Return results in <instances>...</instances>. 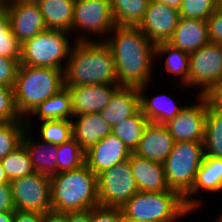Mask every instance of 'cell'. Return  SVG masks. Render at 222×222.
Listing matches in <instances>:
<instances>
[{
	"label": "cell",
	"mask_w": 222,
	"mask_h": 222,
	"mask_svg": "<svg viewBox=\"0 0 222 222\" xmlns=\"http://www.w3.org/2000/svg\"><path fill=\"white\" fill-rule=\"evenodd\" d=\"M113 31L115 34L103 41L113 53L117 84L127 87L148 84L153 75L155 44L137 26L116 25Z\"/></svg>",
	"instance_id": "cell-1"
},
{
	"label": "cell",
	"mask_w": 222,
	"mask_h": 222,
	"mask_svg": "<svg viewBox=\"0 0 222 222\" xmlns=\"http://www.w3.org/2000/svg\"><path fill=\"white\" fill-rule=\"evenodd\" d=\"M75 38L64 70V86L117 84L113 53L105 41L86 34Z\"/></svg>",
	"instance_id": "cell-2"
},
{
	"label": "cell",
	"mask_w": 222,
	"mask_h": 222,
	"mask_svg": "<svg viewBox=\"0 0 222 222\" xmlns=\"http://www.w3.org/2000/svg\"><path fill=\"white\" fill-rule=\"evenodd\" d=\"M52 210L86 211L99 205L97 175L84 164L50 177Z\"/></svg>",
	"instance_id": "cell-3"
},
{
	"label": "cell",
	"mask_w": 222,
	"mask_h": 222,
	"mask_svg": "<svg viewBox=\"0 0 222 222\" xmlns=\"http://www.w3.org/2000/svg\"><path fill=\"white\" fill-rule=\"evenodd\" d=\"M64 87V70L50 67L19 65L14 85L18 113L28 123L29 113Z\"/></svg>",
	"instance_id": "cell-4"
},
{
	"label": "cell",
	"mask_w": 222,
	"mask_h": 222,
	"mask_svg": "<svg viewBox=\"0 0 222 222\" xmlns=\"http://www.w3.org/2000/svg\"><path fill=\"white\" fill-rule=\"evenodd\" d=\"M120 209L125 217L140 222H175L191 213L184 198L171 189L161 192L138 191Z\"/></svg>",
	"instance_id": "cell-5"
},
{
	"label": "cell",
	"mask_w": 222,
	"mask_h": 222,
	"mask_svg": "<svg viewBox=\"0 0 222 222\" xmlns=\"http://www.w3.org/2000/svg\"><path fill=\"white\" fill-rule=\"evenodd\" d=\"M68 33L64 30L47 29L26 40L21 46L20 64L65 70L72 48Z\"/></svg>",
	"instance_id": "cell-6"
},
{
	"label": "cell",
	"mask_w": 222,
	"mask_h": 222,
	"mask_svg": "<svg viewBox=\"0 0 222 222\" xmlns=\"http://www.w3.org/2000/svg\"><path fill=\"white\" fill-rule=\"evenodd\" d=\"M204 156L203 142H175L163 163L169 188L184 197L192 189Z\"/></svg>",
	"instance_id": "cell-7"
},
{
	"label": "cell",
	"mask_w": 222,
	"mask_h": 222,
	"mask_svg": "<svg viewBox=\"0 0 222 222\" xmlns=\"http://www.w3.org/2000/svg\"><path fill=\"white\" fill-rule=\"evenodd\" d=\"M99 205L121 208L139 190L130 167V158L97 175Z\"/></svg>",
	"instance_id": "cell-8"
},
{
	"label": "cell",
	"mask_w": 222,
	"mask_h": 222,
	"mask_svg": "<svg viewBox=\"0 0 222 222\" xmlns=\"http://www.w3.org/2000/svg\"><path fill=\"white\" fill-rule=\"evenodd\" d=\"M189 86L201 87L199 95L207 96L222 81V45L209 42L189 54Z\"/></svg>",
	"instance_id": "cell-9"
},
{
	"label": "cell",
	"mask_w": 222,
	"mask_h": 222,
	"mask_svg": "<svg viewBox=\"0 0 222 222\" xmlns=\"http://www.w3.org/2000/svg\"><path fill=\"white\" fill-rule=\"evenodd\" d=\"M9 183L16 210L42 214L52 210L49 176L34 172Z\"/></svg>",
	"instance_id": "cell-10"
},
{
	"label": "cell",
	"mask_w": 222,
	"mask_h": 222,
	"mask_svg": "<svg viewBox=\"0 0 222 222\" xmlns=\"http://www.w3.org/2000/svg\"><path fill=\"white\" fill-rule=\"evenodd\" d=\"M115 26L109 0H75L72 30L106 37Z\"/></svg>",
	"instance_id": "cell-11"
},
{
	"label": "cell",
	"mask_w": 222,
	"mask_h": 222,
	"mask_svg": "<svg viewBox=\"0 0 222 222\" xmlns=\"http://www.w3.org/2000/svg\"><path fill=\"white\" fill-rule=\"evenodd\" d=\"M196 104L184 105L181 111L165 124L175 142H203L207 96L198 95Z\"/></svg>",
	"instance_id": "cell-12"
},
{
	"label": "cell",
	"mask_w": 222,
	"mask_h": 222,
	"mask_svg": "<svg viewBox=\"0 0 222 222\" xmlns=\"http://www.w3.org/2000/svg\"><path fill=\"white\" fill-rule=\"evenodd\" d=\"M179 10L150 1L142 21L137 26L153 44L168 42L177 27Z\"/></svg>",
	"instance_id": "cell-13"
},
{
	"label": "cell",
	"mask_w": 222,
	"mask_h": 222,
	"mask_svg": "<svg viewBox=\"0 0 222 222\" xmlns=\"http://www.w3.org/2000/svg\"><path fill=\"white\" fill-rule=\"evenodd\" d=\"M131 154L127 146L111 133L85 152V164L98 175L115 164L128 160Z\"/></svg>",
	"instance_id": "cell-14"
},
{
	"label": "cell",
	"mask_w": 222,
	"mask_h": 222,
	"mask_svg": "<svg viewBox=\"0 0 222 222\" xmlns=\"http://www.w3.org/2000/svg\"><path fill=\"white\" fill-rule=\"evenodd\" d=\"M6 10L12 33L21 44L47 30L37 3H9Z\"/></svg>",
	"instance_id": "cell-15"
},
{
	"label": "cell",
	"mask_w": 222,
	"mask_h": 222,
	"mask_svg": "<svg viewBox=\"0 0 222 222\" xmlns=\"http://www.w3.org/2000/svg\"><path fill=\"white\" fill-rule=\"evenodd\" d=\"M71 95L73 117L101 112L110 102L119 84L66 86Z\"/></svg>",
	"instance_id": "cell-16"
},
{
	"label": "cell",
	"mask_w": 222,
	"mask_h": 222,
	"mask_svg": "<svg viewBox=\"0 0 222 222\" xmlns=\"http://www.w3.org/2000/svg\"><path fill=\"white\" fill-rule=\"evenodd\" d=\"M174 139L165 125L150 123L133 152L137 156L163 164L174 146Z\"/></svg>",
	"instance_id": "cell-17"
},
{
	"label": "cell",
	"mask_w": 222,
	"mask_h": 222,
	"mask_svg": "<svg viewBox=\"0 0 222 222\" xmlns=\"http://www.w3.org/2000/svg\"><path fill=\"white\" fill-rule=\"evenodd\" d=\"M206 192H222V159L204 156L203 162L196 172L192 189L183 197L185 205L192 211L201 205L200 200L193 196ZM194 199V200H193Z\"/></svg>",
	"instance_id": "cell-18"
},
{
	"label": "cell",
	"mask_w": 222,
	"mask_h": 222,
	"mask_svg": "<svg viewBox=\"0 0 222 222\" xmlns=\"http://www.w3.org/2000/svg\"><path fill=\"white\" fill-rule=\"evenodd\" d=\"M210 42L206 21L180 17L172 38L168 41L173 47L188 54L197 51Z\"/></svg>",
	"instance_id": "cell-19"
},
{
	"label": "cell",
	"mask_w": 222,
	"mask_h": 222,
	"mask_svg": "<svg viewBox=\"0 0 222 222\" xmlns=\"http://www.w3.org/2000/svg\"><path fill=\"white\" fill-rule=\"evenodd\" d=\"M72 119L73 139L86 152L91 146L112 133V126L100 112L81 114Z\"/></svg>",
	"instance_id": "cell-20"
},
{
	"label": "cell",
	"mask_w": 222,
	"mask_h": 222,
	"mask_svg": "<svg viewBox=\"0 0 222 222\" xmlns=\"http://www.w3.org/2000/svg\"><path fill=\"white\" fill-rule=\"evenodd\" d=\"M130 167L139 191L161 192L170 190L163 164L141 158L132 153Z\"/></svg>",
	"instance_id": "cell-21"
},
{
	"label": "cell",
	"mask_w": 222,
	"mask_h": 222,
	"mask_svg": "<svg viewBox=\"0 0 222 222\" xmlns=\"http://www.w3.org/2000/svg\"><path fill=\"white\" fill-rule=\"evenodd\" d=\"M140 109L138 87L120 86L111 96L109 104L100 112L112 127L134 115Z\"/></svg>",
	"instance_id": "cell-22"
},
{
	"label": "cell",
	"mask_w": 222,
	"mask_h": 222,
	"mask_svg": "<svg viewBox=\"0 0 222 222\" xmlns=\"http://www.w3.org/2000/svg\"><path fill=\"white\" fill-rule=\"evenodd\" d=\"M28 130L29 129L27 128L23 135L22 144L28 151L34 172L49 177L57 175V145L43 141L35 143L36 141L31 138V132Z\"/></svg>",
	"instance_id": "cell-23"
},
{
	"label": "cell",
	"mask_w": 222,
	"mask_h": 222,
	"mask_svg": "<svg viewBox=\"0 0 222 222\" xmlns=\"http://www.w3.org/2000/svg\"><path fill=\"white\" fill-rule=\"evenodd\" d=\"M148 84L138 87L140 94V109L150 123L165 125L172 120L183 108L178 106L167 94L153 96L151 99L144 95Z\"/></svg>",
	"instance_id": "cell-24"
},
{
	"label": "cell",
	"mask_w": 222,
	"mask_h": 222,
	"mask_svg": "<svg viewBox=\"0 0 222 222\" xmlns=\"http://www.w3.org/2000/svg\"><path fill=\"white\" fill-rule=\"evenodd\" d=\"M75 0H39L37 2L47 29L72 31Z\"/></svg>",
	"instance_id": "cell-25"
},
{
	"label": "cell",
	"mask_w": 222,
	"mask_h": 222,
	"mask_svg": "<svg viewBox=\"0 0 222 222\" xmlns=\"http://www.w3.org/2000/svg\"><path fill=\"white\" fill-rule=\"evenodd\" d=\"M30 114L39 117V120H72L71 95L66 86L52 97L39 104Z\"/></svg>",
	"instance_id": "cell-26"
},
{
	"label": "cell",
	"mask_w": 222,
	"mask_h": 222,
	"mask_svg": "<svg viewBox=\"0 0 222 222\" xmlns=\"http://www.w3.org/2000/svg\"><path fill=\"white\" fill-rule=\"evenodd\" d=\"M203 147L205 156L222 159V110L210 105L208 96Z\"/></svg>",
	"instance_id": "cell-27"
},
{
	"label": "cell",
	"mask_w": 222,
	"mask_h": 222,
	"mask_svg": "<svg viewBox=\"0 0 222 222\" xmlns=\"http://www.w3.org/2000/svg\"><path fill=\"white\" fill-rule=\"evenodd\" d=\"M148 124L149 121L147 117L142 113L141 109H139L134 115L113 126L112 133L133 153Z\"/></svg>",
	"instance_id": "cell-28"
},
{
	"label": "cell",
	"mask_w": 222,
	"mask_h": 222,
	"mask_svg": "<svg viewBox=\"0 0 222 222\" xmlns=\"http://www.w3.org/2000/svg\"><path fill=\"white\" fill-rule=\"evenodd\" d=\"M114 22L119 26H138L150 0H109Z\"/></svg>",
	"instance_id": "cell-29"
},
{
	"label": "cell",
	"mask_w": 222,
	"mask_h": 222,
	"mask_svg": "<svg viewBox=\"0 0 222 222\" xmlns=\"http://www.w3.org/2000/svg\"><path fill=\"white\" fill-rule=\"evenodd\" d=\"M167 54L165 68L175 76L180 75V84L189 86V54L173 47L168 42H161L155 45V57Z\"/></svg>",
	"instance_id": "cell-30"
},
{
	"label": "cell",
	"mask_w": 222,
	"mask_h": 222,
	"mask_svg": "<svg viewBox=\"0 0 222 222\" xmlns=\"http://www.w3.org/2000/svg\"><path fill=\"white\" fill-rule=\"evenodd\" d=\"M9 181L34 173L32 162L23 144L1 160Z\"/></svg>",
	"instance_id": "cell-31"
},
{
	"label": "cell",
	"mask_w": 222,
	"mask_h": 222,
	"mask_svg": "<svg viewBox=\"0 0 222 222\" xmlns=\"http://www.w3.org/2000/svg\"><path fill=\"white\" fill-rule=\"evenodd\" d=\"M26 129L25 119L0 123V161L22 144Z\"/></svg>",
	"instance_id": "cell-32"
},
{
	"label": "cell",
	"mask_w": 222,
	"mask_h": 222,
	"mask_svg": "<svg viewBox=\"0 0 222 222\" xmlns=\"http://www.w3.org/2000/svg\"><path fill=\"white\" fill-rule=\"evenodd\" d=\"M57 149V174L75 170L85 164V151L74 139L57 145Z\"/></svg>",
	"instance_id": "cell-33"
},
{
	"label": "cell",
	"mask_w": 222,
	"mask_h": 222,
	"mask_svg": "<svg viewBox=\"0 0 222 222\" xmlns=\"http://www.w3.org/2000/svg\"><path fill=\"white\" fill-rule=\"evenodd\" d=\"M43 142L54 145L73 139L72 120H43L39 130Z\"/></svg>",
	"instance_id": "cell-34"
},
{
	"label": "cell",
	"mask_w": 222,
	"mask_h": 222,
	"mask_svg": "<svg viewBox=\"0 0 222 222\" xmlns=\"http://www.w3.org/2000/svg\"><path fill=\"white\" fill-rule=\"evenodd\" d=\"M21 46L12 33L7 10H0V56L14 58L20 62Z\"/></svg>",
	"instance_id": "cell-35"
},
{
	"label": "cell",
	"mask_w": 222,
	"mask_h": 222,
	"mask_svg": "<svg viewBox=\"0 0 222 222\" xmlns=\"http://www.w3.org/2000/svg\"><path fill=\"white\" fill-rule=\"evenodd\" d=\"M219 7V0H182L180 17L206 21Z\"/></svg>",
	"instance_id": "cell-36"
},
{
	"label": "cell",
	"mask_w": 222,
	"mask_h": 222,
	"mask_svg": "<svg viewBox=\"0 0 222 222\" xmlns=\"http://www.w3.org/2000/svg\"><path fill=\"white\" fill-rule=\"evenodd\" d=\"M24 119L17 111L14 89L0 85V123H10Z\"/></svg>",
	"instance_id": "cell-37"
},
{
	"label": "cell",
	"mask_w": 222,
	"mask_h": 222,
	"mask_svg": "<svg viewBox=\"0 0 222 222\" xmlns=\"http://www.w3.org/2000/svg\"><path fill=\"white\" fill-rule=\"evenodd\" d=\"M19 65L14 58L0 56V85L14 88Z\"/></svg>",
	"instance_id": "cell-38"
},
{
	"label": "cell",
	"mask_w": 222,
	"mask_h": 222,
	"mask_svg": "<svg viewBox=\"0 0 222 222\" xmlns=\"http://www.w3.org/2000/svg\"><path fill=\"white\" fill-rule=\"evenodd\" d=\"M122 215L120 208L95 206L91 208V222H119Z\"/></svg>",
	"instance_id": "cell-39"
},
{
	"label": "cell",
	"mask_w": 222,
	"mask_h": 222,
	"mask_svg": "<svg viewBox=\"0 0 222 222\" xmlns=\"http://www.w3.org/2000/svg\"><path fill=\"white\" fill-rule=\"evenodd\" d=\"M209 40L222 45V8L219 6L206 20Z\"/></svg>",
	"instance_id": "cell-40"
},
{
	"label": "cell",
	"mask_w": 222,
	"mask_h": 222,
	"mask_svg": "<svg viewBox=\"0 0 222 222\" xmlns=\"http://www.w3.org/2000/svg\"><path fill=\"white\" fill-rule=\"evenodd\" d=\"M10 184L0 185V212L15 211Z\"/></svg>",
	"instance_id": "cell-41"
},
{
	"label": "cell",
	"mask_w": 222,
	"mask_h": 222,
	"mask_svg": "<svg viewBox=\"0 0 222 222\" xmlns=\"http://www.w3.org/2000/svg\"><path fill=\"white\" fill-rule=\"evenodd\" d=\"M43 214L35 211L15 210L13 222H42Z\"/></svg>",
	"instance_id": "cell-42"
},
{
	"label": "cell",
	"mask_w": 222,
	"mask_h": 222,
	"mask_svg": "<svg viewBox=\"0 0 222 222\" xmlns=\"http://www.w3.org/2000/svg\"><path fill=\"white\" fill-rule=\"evenodd\" d=\"M210 105L214 108L222 110V81L207 95Z\"/></svg>",
	"instance_id": "cell-43"
},
{
	"label": "cell",
	"mask_w": 222,
	"mask_h": 222,
	"mask_svg": "<svg viewBox=\"0 0 222 222\" xmlns=\"http://www.w3.org/2000/svg\"><path fill=\"white\" fill-rule=\"evenodd\" d=\"M67 222H91V209L86 211L67 212Z\"/></svg>",
	"instance_id": "cell-44"
},
{
	"label": "cell",
	"mask_w": 222,
	"mask_h": 222,
	"mask_svg": "<svg viewBox=\"0 0 222 222\" xmlns=\"http://www.w3.org/2000/svg\"><path fill=\"white\" fill-rule=\"evenodd\" d=\"M42 222H67V212H55L53 210L43 214Z\"/></svg>",
	"instance_id": "cell-45"
},
{
	"label": "cell",
	"mask_w": 222,
	"mask_h": 222,
	"mask_svg": "<svg viewBox=\"0 0 222 222\" xmlns=\"http://www.w3.org/2000/svg\"><path fill=\"white\" fill-rule=\"evenodd\" d=\"M152 2L163 3L169 7L175 8L177 10L180 9L182 0H150Z\"/></svg>",
	"instance_id": "cell-46"
},
{
	"label": "cell",
	"mask_w": 222,
	"mask_h": 222,
	"mask_svg": "<svg viewBox=\"0 0 222 222\" xmlns=\"http://www.w3.org/2000/svg\"><path fill=\"white\" fill-rule=\"evenodd\" d=\"M14 211L0 212V222H13Z\"/></svg>",
	"instance_id": "cell-47"
},
{
	"label": "cell",
	"mask_w": 222,
	"mask_h": 222,
	"mask_svg": "<svg viewBox=\"0 0 222 222\" xmlns=\"http://www.w3.org/2000/svg\"><path fill=\"white\" fill-rule=\"evenodd\" d=\"M10 181L8 180L6 173L4 171L3 165L0 161V185L1 184H10Z\"/></svg>",
	"instance_id": "cell-48"
},
{
	"label": "cell",
	"mask_w": 222,
	"mask_h": 222,
	"mask_svg": "<svg viewBox=\"0 0 222 222\" xmlns=\"http://www.w3.org/2000/svg\"><path fill=\"white\" fill-rule=\"evenodd\" d=\"M10 3H37L39 0H9Z\"/></svg>",
	"instance_id": "cell-49"
},
{
	"label": "cell",
	"mask_w": 222,
	"mask_h": 222,
	"mask_svg": "<svg viewBox=\"0 0 222 222\" xmlns=\"http://www.w3.org/2000/svg\"><path fill=\"white\" fill-rule=\"evenodd\" d=\"M9 3V0H0V10L7 9Z\"/></svg>",
	"instance_id": "cell-50"
},
{
	"label": "cell",
	"mask_w": 222,
	"mask_h": 222,
	"mask_svg": "<svg viewBox=\"0 0 222 222\" xmlns=\"http://www.w3.org/2000/svg\"><path fill=\"white\" fill-rule=\"evenodd\" d=\"M119 222H140V221L131 220L122 214L119 218Z\"/></svg>",
	"instance_id": "cell-51"
},
{
	"label": "cell",
	"mask_w": 222,
	"mask_h": 222,
	"mask_svg": "<svg viewBox=\"0 0 222 222\" xmlns=\"http://www.w3.org/2000/svg\"><path fill=\"white\" fill-rule=\"evenodd\" d=\"M216 222H222V215L220 216V218H218Z\"/></svg>",
	"instance_id": "cell-52"
},
{
	"label": "cell",
	"mask_w": 222,
	"mask_h": 222,
	"mask_svg": "<svg viewBox=\"0 0 222 222\" xmlns=\"http://www.w3.org/2000/svg\"><path fill=\"white\" fill-rule=\"evenodd\" d=\"M219 6L222 8V0H219Z\"/></svg>",
	"instance_id": "cell-53"
}]
</instances>
